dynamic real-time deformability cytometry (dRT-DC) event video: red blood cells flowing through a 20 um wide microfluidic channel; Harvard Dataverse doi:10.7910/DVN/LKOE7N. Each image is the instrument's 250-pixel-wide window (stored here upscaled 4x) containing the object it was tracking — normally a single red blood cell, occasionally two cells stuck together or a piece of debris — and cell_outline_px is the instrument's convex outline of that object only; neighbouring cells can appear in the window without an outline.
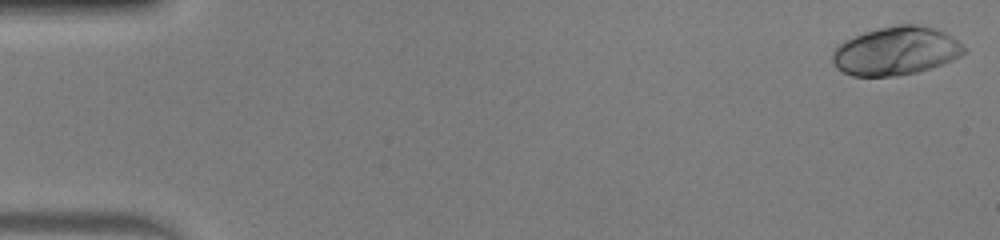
{"species": "human", "species_latin": "Homo sapiens", "temperature_condition": "warm", "stored_images_in_passage": 50, "camera_frame_rate_fps": 3000, "um_per_image_px": 0.085, "donor": {"sex": "male"}, "frame": {"image": 1, "passage_image": 1, "time_ms": 0.0, "image_size_px": [1000, 240], "cell_outline_px": [[968, 52], [952, 60], [916, 72], [896, 76], [852, 76], [836, 68], [832, 60], [832, 52], [844, 40], [864, 32], [896, 24], [916, 24], [936, 28], [952, 36], [964, 44], [968, 48]], "centroid_in_image_um": [76.18, 4.32], "position_along_channel_um": 8.8, "area_um2": 37.28}}
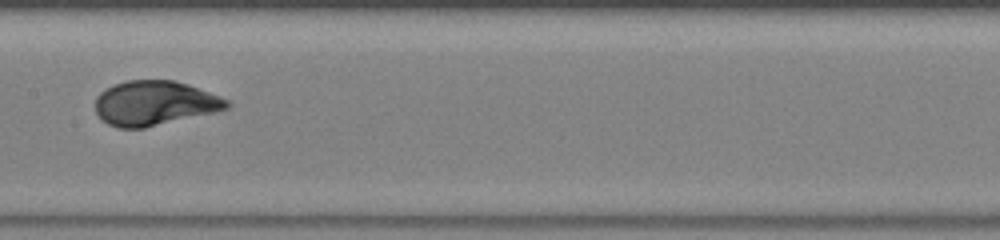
{"frame": {"image": 2, "passage_image": 26, "time_ms": 8.333, "image_size_px": [1000, 240], "cell_outline_px": [[232, 104], [228, 108], [216, 112], [144, 128], [116, 128], [108, 124], [96, 112], [96, 96], [100, 92], [116, 84], [128, 80], [172, 80], [188, 84], [228, 100]], "centroid_in_image_um": [13.15, 8.77], "position_along_channel_um": 194.2, "area_um2": 33.99}}
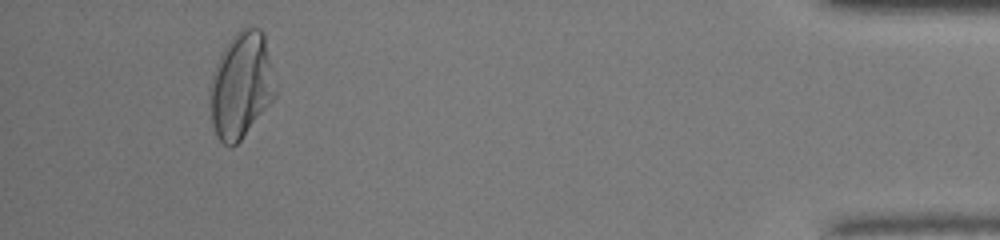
{"frame": {"image": 3, "passage_image": 47, "time_ms": 15.333, "image_size_px": [1000, 240], "cell_outline_px": [[276, 96], [240, 140], [232, 148], [228, 148], [216, 136], [212, 124], [208, 96], [208, 88], [212, 72], [228, 40], [240, 28], [260, 28], [264, 32], [272, 68], [276, 88]], "centroid_in_image_um": [20.47, 7.26], "position_along_channel_um": 414.7, "area_um2": 40.75}, "authors_computed_cell_mechanics": {"area_um2": 34.3621, "velocity_mm_per_s": 4.0934, "shape_relaxation_time_tau1_ms": 2.5376, "shape_relaxation_time_tau2_ms": null, "deformation_change_tau1": 0.1722, "deformation_change_tau2": null}}